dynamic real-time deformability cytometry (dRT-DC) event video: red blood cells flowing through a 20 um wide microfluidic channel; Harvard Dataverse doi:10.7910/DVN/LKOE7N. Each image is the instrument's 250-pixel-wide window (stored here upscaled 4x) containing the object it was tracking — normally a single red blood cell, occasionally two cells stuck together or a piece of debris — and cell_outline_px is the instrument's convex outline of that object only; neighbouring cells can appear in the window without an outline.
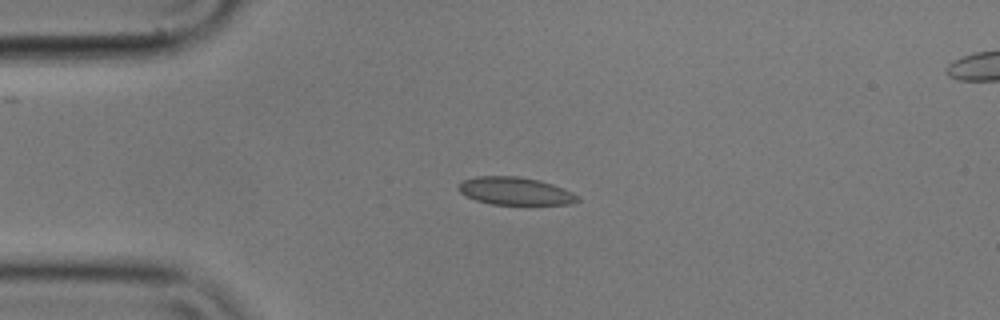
{"species": "common noctule bat (a hibernating species)", "species_latin": "Nyctalus noctula", "temperature_condition": "cold", "stored_images_in_passage": 44, "camera_frame_rate_fps": 3000, "um_per_image_px": 0.085, "animal": {"sex": "male", "body_mass_g": 17.9}, "frame": {"image": 1, "passage_image": 1, "time_ms": 0.0, "image_size_px": [1000, 320], "cell_outline_px": [[580, 200], [572, 204], [492, 204], [476, 200], [460, 192], [456, 188], [464, 180], [476, 176], [520, 176], [540, 180], [564, 188], [580, 196]], "centroid_in_image_um": [43.83, 16.23], "position_along_channel_um": 41.2, "area_um2": 19.25}}
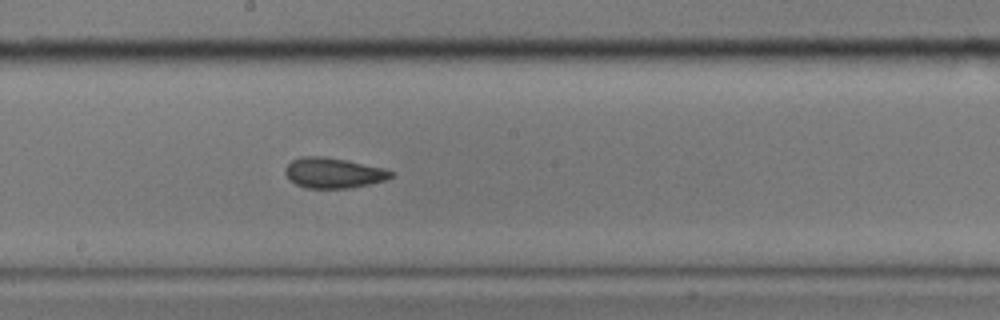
{"frame": {"image": 2, "passage_image": 18, "time_ms": 5.667, "image_size_px": [1000, 320], "cell_outline_px": [[396, 172], [392, 176], [384, 180], [368, 184], [348, 188], [304, 188], [296, 184], [284, 172], [284, 168], [292, 160], [300, 156], [324, 156], [348, 160], [384, 168]], "centroid_in_image_um": [28.34, 14.68], "position_along_channel_um": 219.9, "area_um2": 18.73}}
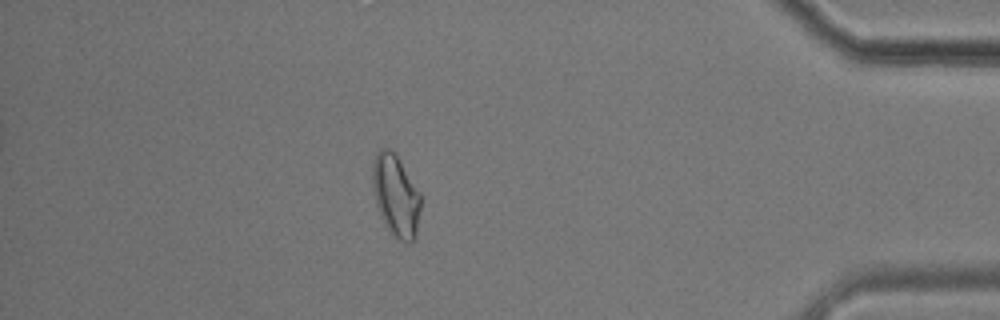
{"frame": {"image": 3, "passage_image": 37, "time_ms": 12.0, "image_size_px": [1000, 320], "cell_outline_px": [[420, 208], [416, 240], [408, 244], [400, 240], [388, 232], [380, 216], [376, 204], [372, 184], [372, 164], [376, 152], [380, 148], [388, 148], [396, 152], [420, 192]], "centroid_in_image_um": [33.64, 16.63], "position_along_channel_um": 401.6, "area_um2": 23.58}, "authors_computed_cell_mechanics": {"area_um2": 19.2474, "velocity_mm_per_s": 3.5352, "shape_relaxation_time_tau1_ms": null, "shape_relaxation_time_tau2_ms": 1.8376, "deformation_change_tau1": null, "deformation_change_tau2": 0.0614}}